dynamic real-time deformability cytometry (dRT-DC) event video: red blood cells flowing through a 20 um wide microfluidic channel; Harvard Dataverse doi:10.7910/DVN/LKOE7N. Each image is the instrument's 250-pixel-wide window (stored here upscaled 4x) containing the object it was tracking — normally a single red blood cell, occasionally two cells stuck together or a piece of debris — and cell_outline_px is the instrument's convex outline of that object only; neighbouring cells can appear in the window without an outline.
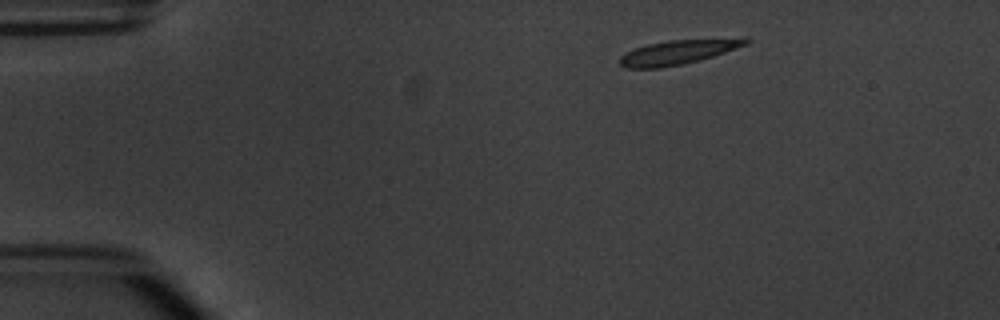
{"species": "common noctule bat (a hibernating species)", "species_latin": "Nyctalus noctula", "temperature_condition": "warm", "stored_images_in_passage": 3, "camera_frame_rate_fps": 3000, "um_per_image_px": 0.085, "animal": {"sex": "male", "body_mass_g": 20.1, "forearm_length_mm": 53.5}, "frame": {"image": 1, "passage_image": 1, "time_ms": 0.0, "image_size_px": [1000, 320], "cell_outline_px": [[752, 40], [748, 44], [700, 60], [660, 68], [624, 68], [620, 64], [620, 56], [624, 52], [648, 44], [668, 40], [744, 36]], "centroid_in_image_um": [57.72, 4.39], "position_along_channel_um": 27.3, "area_um2": 18.32}}